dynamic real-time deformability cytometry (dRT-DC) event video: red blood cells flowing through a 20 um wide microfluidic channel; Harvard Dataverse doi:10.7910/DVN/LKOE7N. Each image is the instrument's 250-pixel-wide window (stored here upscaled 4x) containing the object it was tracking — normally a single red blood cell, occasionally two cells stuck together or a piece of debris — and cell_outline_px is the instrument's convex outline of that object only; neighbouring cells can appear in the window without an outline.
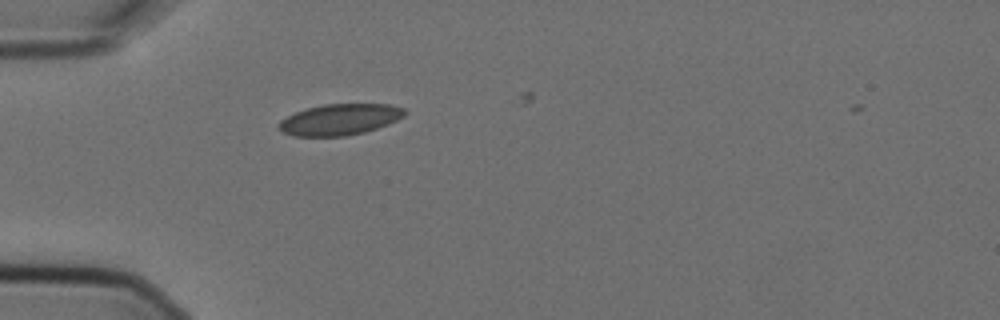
{"species": "Egyptian fruit bat (a non-hibernating species)", "species_latin": "Rousettus aegyptiacus", "temperature_condition": "cold", "stored_images_in_passage": 2, "camera_frame_rate_fps": 3000, "um_per_image_px": 0.085, "animal": {"sex": "female"}, "frame": {"image": 1, "passage_image": 1, "time_ms": 0.0, "image_size_px": [1000, 320], "cell_outline_px": [[408, 112], [404, 116], [388, 124], [364, 132], [344, 136], [292, 136], [284, 132], [280, 128], [280, 120], [296, 112], [308, 108], [324, 104], [392, 104], [404, 108]], "centroid_in_image_um": [28.93, 10.15], "position_along_channel_um": 56.1, "area_um2": 22.66}}